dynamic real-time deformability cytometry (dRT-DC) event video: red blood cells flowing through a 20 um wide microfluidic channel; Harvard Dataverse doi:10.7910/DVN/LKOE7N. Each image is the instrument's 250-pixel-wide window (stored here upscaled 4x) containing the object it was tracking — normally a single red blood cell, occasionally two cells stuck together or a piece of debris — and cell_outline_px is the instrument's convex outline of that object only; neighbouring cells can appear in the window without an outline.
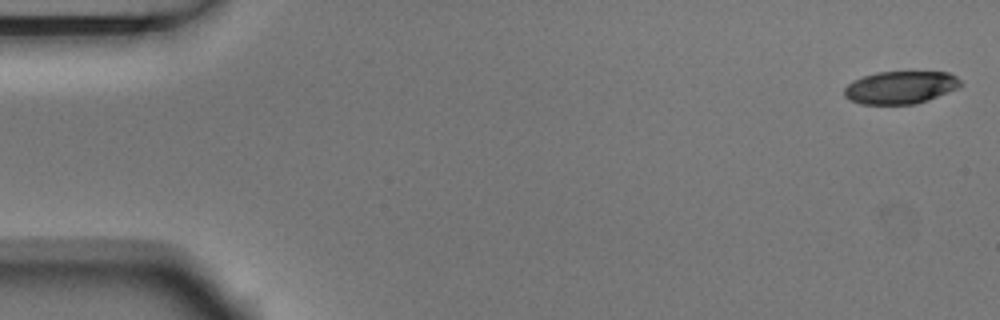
{"species": "Egyptian fruit bat (a non-hibernating species)", "species_latin": "Rousettus aegyptiacus", "temperature_condition": "room temperature", "stored_images_in_passage": 5, "segment_of_instrument_passage": [1, 2], "camera_frame_rate_fps": 3000, "um_per_image_px": 0.085, "animal": {"sex": "male"}, "frame": {"image": 1, "passage_image": 1, "time_ms": 0.0, "image_size_px": [1000, 320], "cell_outline_px": [[960, 84], [956, 88], [928, 100], [916, 104], [860, 104], [844, 96], [844, 88], [852, 80], [876, 72], [948, 72], [956, 76], [960, 80]], "centroid_in_image_um": [76.5, 7.43], "position_along_channel_um": 8.5, "area_um2": 21.96}}
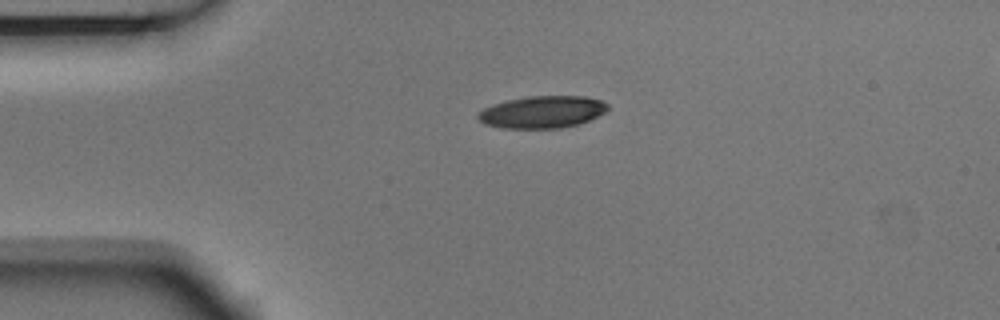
{"frame": {"image": 2, "passage_image": 4, "time_ms": 1.0, "image_size_px": [1000, 320], "cell_outline_px": [[608, 108], [604, 112], [580, 124], [560, 128], [504, 128], [488, 124], [480, 120], [476, 116], [484, 108], [492, 104], [508, 100], [528, 96], [584, 96], [600, 100], [608, 104]], "centroid_in_image_um": [46.1, 9.51], "position_along_channel_um": 38.9, "area_um2": 24.04}}